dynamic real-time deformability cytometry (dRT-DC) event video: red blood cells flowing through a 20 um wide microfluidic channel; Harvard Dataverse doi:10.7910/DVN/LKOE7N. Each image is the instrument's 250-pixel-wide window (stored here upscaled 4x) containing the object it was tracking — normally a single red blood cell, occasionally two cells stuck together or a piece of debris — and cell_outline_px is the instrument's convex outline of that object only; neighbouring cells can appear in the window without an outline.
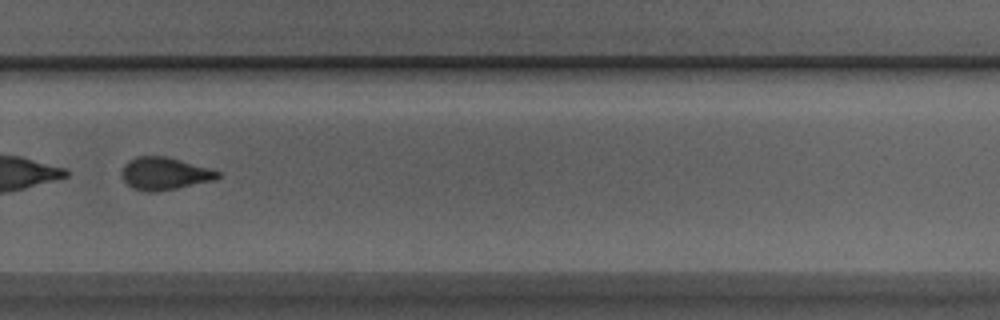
{"species": "Egyptian fruit bat (a non-hibernating species)", "species_latin": "Rousettus aegyptiacus", "temperature_condition": "room temperature", "stored_images_in_passage": 50, "segment_of_instrument_passage": [2, 2], "camera_frame_rate_fps": 3000, "um_per_image_px": 0.085, "animal": {"sex": "male"}, "frame": {"image": 1, "passage_image": 35, "time_ms": 11.333, "image_size_px": [1000, 320], "cell_outline_px": [[220, 176], [212, 180], [176, 188], [152, 192], [132, 188], [124, 180], [120, 172], [124, 164], [128, 160], [136, 156], [164, 156], [180, 160], [208, 168], [220, 172]], "centroid_in_image_um": [13.92, 14.74], "position_along_channel_um": 315.9, "area_um2": 17.86}}